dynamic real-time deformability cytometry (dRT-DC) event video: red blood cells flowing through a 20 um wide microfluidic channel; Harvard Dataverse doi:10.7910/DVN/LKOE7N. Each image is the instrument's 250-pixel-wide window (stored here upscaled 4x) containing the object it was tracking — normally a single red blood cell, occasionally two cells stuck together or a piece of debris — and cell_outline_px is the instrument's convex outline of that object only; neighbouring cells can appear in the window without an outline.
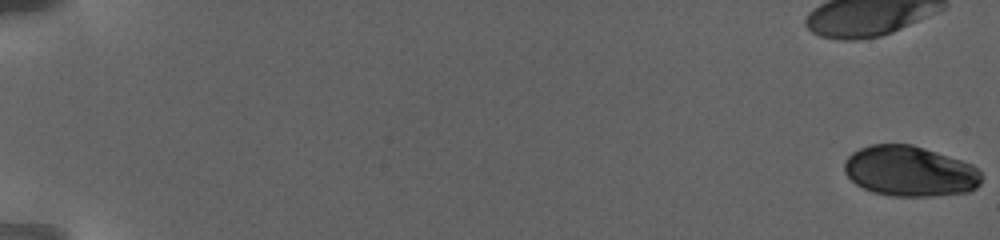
{"species": "human", "species_latin": "Homo sapiens", "temperature_condition": "warm", "stored_images_in_passage": 60, "camera_frame_rate_fps": 3000, "um_per_image_px": 0.085, "donor": {"sex": "female"}, "frame": {"image": 1, "passage_image": 1, "time_ms": 0.0, "image_size_px": [1000, 240], "cell_outline_px": [[980, 184], [976, 188], [968, 192], [928, 196], [892, 196], [872, 192], [856, 184], [844, 172], [844, 160], [852, 152], [860, 148], [872, 144], [912, 144], [972, 164], [980, 172]], "centroid_in_image_um": [77.31, 14.55], "position_along_channel_um": 7.7, "area_um2": 40.17}, "authors_computed_cell_mechanics": {"area_um2": 44.506, "velocity_mm_per_s": 2.7985, "shape_relaxation_time_tau1_ms": 11.2078, "shape_relaxation_time_tau2_ms": null, "deformation_change_tau1": 0.1489, "deformation_change_tau2": null}}